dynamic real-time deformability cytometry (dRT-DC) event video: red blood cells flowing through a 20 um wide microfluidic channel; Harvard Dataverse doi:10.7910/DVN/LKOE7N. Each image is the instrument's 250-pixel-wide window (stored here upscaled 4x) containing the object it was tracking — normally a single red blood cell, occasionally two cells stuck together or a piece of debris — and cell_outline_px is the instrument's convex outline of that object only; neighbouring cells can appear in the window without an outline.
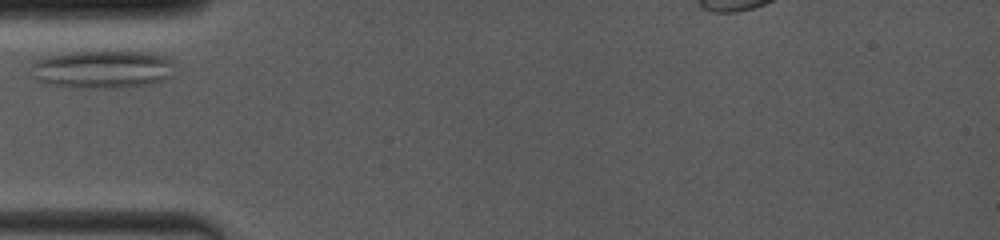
{"species": "common noctule bat (a hibernating species)", "species_latin": "Nyctalus noctula", "temperature_condition": "room temperature", "stored_images_in_passage": 11, "camera_frame_rate_fps": 4000, "um_per_image_px": 0.085, "animal": {"sex": "female", "body_mass_g": 19.0, "forearm_length_mm": 53.3}, "frame": {"image": 1, "passage_image": 1, "time_ms": 0.0, "image_size_px": [1000, 240], "cell_outline_px": [[176, 64], [172, 76], [164, 80], [152, 84], [112, 88], [68, 88], [44, 84], [36, 80], [32, 64], [36, 60], [48, 56], [76, 52], [144, 52], [164, 56], [172, 60]], "centroid_in_image_um": [8.75, 5.92], "position_along_channel_um": 76.3, "area_um2": 31.96}}